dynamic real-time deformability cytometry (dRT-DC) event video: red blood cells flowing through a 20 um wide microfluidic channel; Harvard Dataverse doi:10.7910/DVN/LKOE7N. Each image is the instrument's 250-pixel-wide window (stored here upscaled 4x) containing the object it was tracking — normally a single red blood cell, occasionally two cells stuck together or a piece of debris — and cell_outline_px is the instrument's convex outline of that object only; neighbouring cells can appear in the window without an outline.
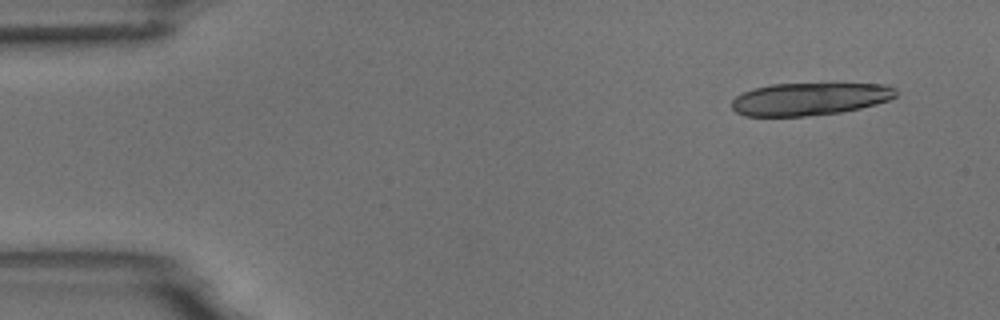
{"species": "common noctule bat (a hibernating species)", "species_latin": "Nyctalus noctula", "temperature_condition": "room temperature", "stored_images_in_passage": 5, "camera_frame_rate_fps": 3000, "um_per_image_px": 0.085, "animal": {"sex": "male", "body_mass_g": 18.8}, "frame": {"image": 1, "passage_image": 1, "time_ms": 0.0, "image_size_px": [1000, 320], "cell_outline_px": [[896, 96], [888, 100], [876, 104], [860, 108], [840, 112], [804, 116], [744, 116], [736, 112], [732, 108], [732, 100], [736, 96], [752, 88], [772, 84], [888, 84], [896, 88]], "centroid_in_image_um": [68.81, 8.41], "position_along_channel_um": 16.2, "area_um2": 31.1}}